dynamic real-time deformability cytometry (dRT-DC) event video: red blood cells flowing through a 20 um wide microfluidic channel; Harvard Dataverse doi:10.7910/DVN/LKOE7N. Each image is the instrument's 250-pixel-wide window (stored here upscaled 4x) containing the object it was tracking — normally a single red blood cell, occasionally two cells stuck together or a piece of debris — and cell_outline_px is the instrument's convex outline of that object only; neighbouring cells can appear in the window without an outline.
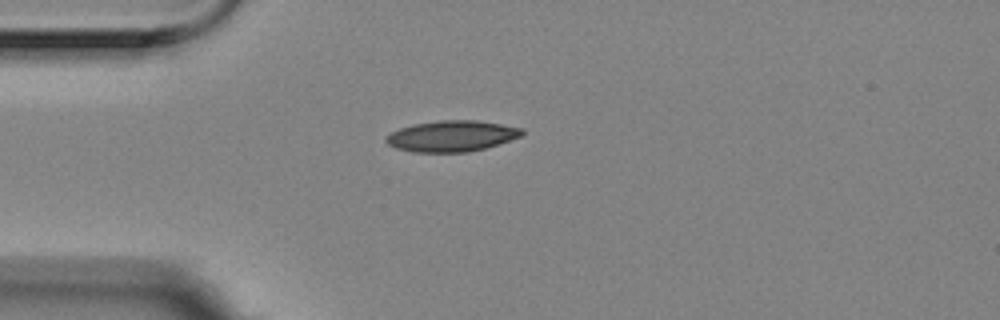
{"species": "Egyptian fruit bat (a non-hibernating species)", "species_latin": "Rousettus aegyptiacus", "temperature_condition": "room temperature", "stored_images_in_passage": 1, "camera_frame_rate_fps": 3000, "um_per_image_px": 0.085, "animal": {"sex": "female"}, "frame": {"image": 1, "passage_image": 1, "time_ms": 0.0, "image_size_px": [1000, 320], "cell_outline_px": [[524, 136], [484, 148], [468, 152], [412, 152], [396, 148], [388, 144], [384, 140], [392, 132], [400, 128], [416, 124], [440, 120], [476, 120], [524, 128]], "centroid_in_image_um": [38.43, 11.57], "position_along_channel_um": 46.6, "area_um2": 24.45}}